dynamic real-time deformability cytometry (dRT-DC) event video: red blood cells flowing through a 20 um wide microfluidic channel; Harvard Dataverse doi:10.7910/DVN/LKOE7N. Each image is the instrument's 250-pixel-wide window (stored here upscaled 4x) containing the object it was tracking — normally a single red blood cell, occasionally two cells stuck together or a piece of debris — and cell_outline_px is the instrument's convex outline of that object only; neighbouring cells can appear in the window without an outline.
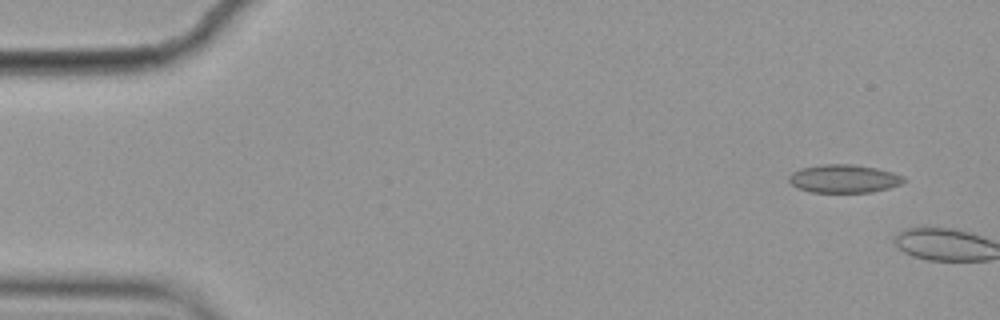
{"species": "common noctule bat (a hibernating species)", "species_latin": "Nyctalus noctula", "temperature_condition": "cold", "stored_images_in_passage": 5, "camera_frame_rate_fps": 3000, "um_per_image_px": 0.085, "animal": {"sex": "female", "body_mass_g": 19.9}, "frame": {"image": 1, "passage_image": 1, "time_ms": 0.0, "image_size_px": [1000, 320], "cell_outline_px": [[908, 180], [900, 184], [888, 188], [872, 192], [812, 192], [796, 188], [788, 180], [788, 176], [792, 172], [800, 168], [820, 164], [852, 164], [876, 168], [892, 172], [904, 176]], "centroid_in_image_um": [71.72, 15.18], "position_along_channel_um": 13.3, "area_um2": 19.02}}